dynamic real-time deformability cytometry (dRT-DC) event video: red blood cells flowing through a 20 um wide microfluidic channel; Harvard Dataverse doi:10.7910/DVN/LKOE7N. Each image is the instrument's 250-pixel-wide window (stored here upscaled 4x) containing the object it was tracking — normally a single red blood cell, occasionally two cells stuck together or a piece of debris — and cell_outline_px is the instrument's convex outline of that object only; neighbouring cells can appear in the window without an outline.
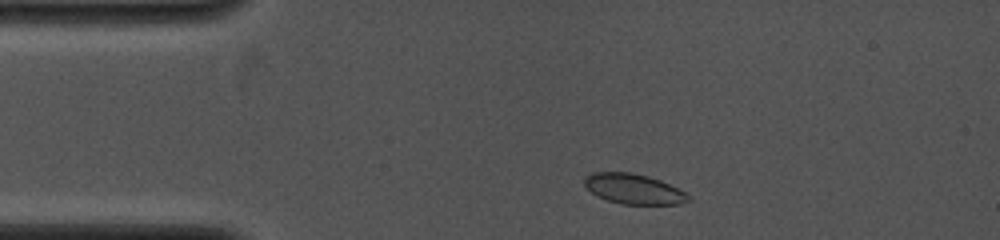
{"species": "common noctule bat (a hibernating species)", "species_latin": "Nyctalus noctula", "temperature_condition": "cold", "stored_images_in_passage": 4, "camera_frame_rate_fps": 4000, "um_per_image_px": 0.085, "animal": {"sex": "female", "body_mass_g": 19.0, "forearm_length_mm": 53.3}, "frame": {"image": 1, "passage_image": 1, "time_ms": 0.0, "image_size_px": [1000, 240], "cell_outline_px": [[692, 200], [680, 204], [620, 204], [596, 196], [584, 184], [584, 176], [592, 172], [632, 172], [648, 176], [660, 180], [684, 192]], "centroid_in_image_um": [53.83, 16.05], "position_along_channel_um": 31.2, "area_um2": 18.21}}
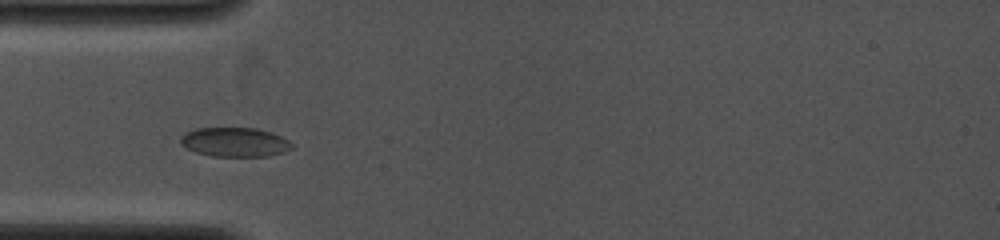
{"frame": {"image": 2, "passage_image": 3, "time_ms": 1.75, "image_size_px": [1000, 240], "cell_outline_px": [[292, 148], [284, 152], [268, 156], [212, 156], [196, 152], [180, 144], [180, 136], [184, 132], [196, 128], [256, 128], [272, 132], [288, 140], [292, 144]], "centroid_in_image_um": [19.94, 12.07], "position_along_channel_um": 65.1, "area_um2": 19.02}}
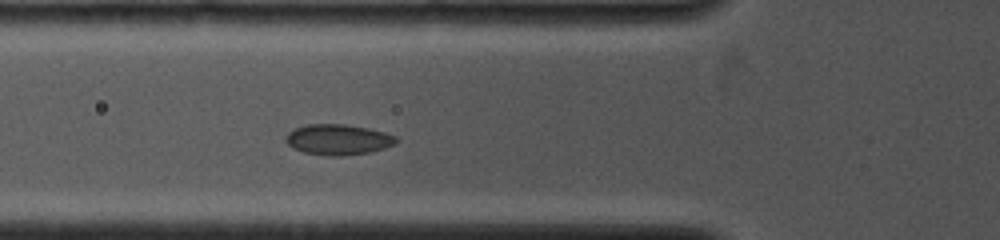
{"frame": {"image": 3, "passage_image": 4, "time_ms": 2.5, "image_size_px": [1000, 240], "cell_outline_px": [[400, 140], [396, 144], [384, 148], [368, 152], [340, 156], [328, 156], [304, 152], [292, 148], [284, 140], [284, 136], [288, 132], [304, 124], [344, 124], [368, 128], [384, 132], [396, 136]], "centroid_in_image_um": [28.72, 11.86], "position_along_channel_um": 97.1, "area_um2": 19.83}}